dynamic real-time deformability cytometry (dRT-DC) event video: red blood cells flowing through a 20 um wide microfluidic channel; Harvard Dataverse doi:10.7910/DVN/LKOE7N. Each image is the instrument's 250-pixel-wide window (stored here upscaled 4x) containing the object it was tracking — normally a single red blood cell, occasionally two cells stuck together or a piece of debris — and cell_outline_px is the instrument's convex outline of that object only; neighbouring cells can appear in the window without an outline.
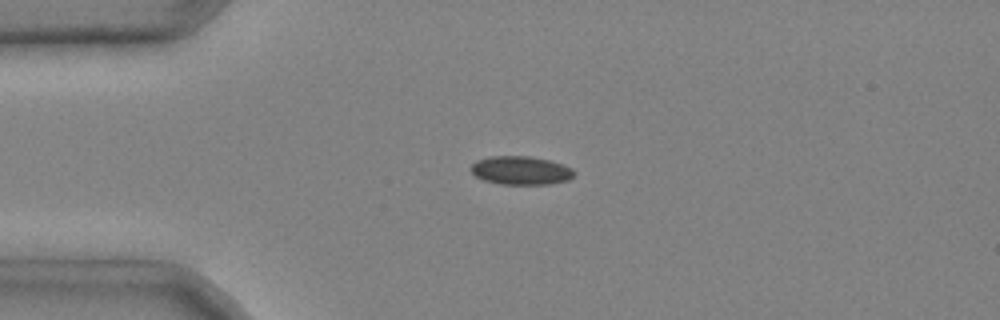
{"species": "common noctule bat (a hibernating species)", "species_latin": "Nyctalus noctula", "temperature_condition": "cold", "stored_images_in_passage": 5, "camera_frame_rate_fps": 3000, "um_per_image_px": 0.085, "animal": {"sex": "male", "body_mass_g": 20.4}, "frame": {"image": 1, "passage_image": 4, "time_ms": 1.0, "image_size_px": [1000, 320], "cell_outline_px": [[576, 172], [568, 180], [548, 184], [500, 184], [484, 180], [476, 176], [468, 168], [476, 160], [488, 156], [532, 156], [548, 160], [572, 168]], "centroid_in_image_um": [44.23, 14.48], "position_along_channel_um": 40.8, "area_um2": 17.17}}